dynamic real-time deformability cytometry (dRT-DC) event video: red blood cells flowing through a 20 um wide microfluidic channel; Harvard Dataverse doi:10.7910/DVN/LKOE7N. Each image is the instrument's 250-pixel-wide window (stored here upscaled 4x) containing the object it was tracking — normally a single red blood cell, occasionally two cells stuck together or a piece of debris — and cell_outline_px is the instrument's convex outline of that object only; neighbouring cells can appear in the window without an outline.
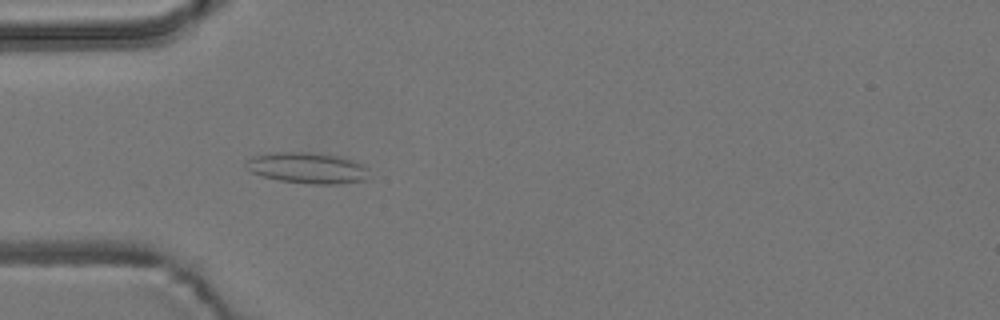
{"species": "common noctule bat (a hibernating species)", "species_latin": "Nyctalus noctula", "temperature_condition": "room temperature", "stored_images_in_passage": 5, "camera_frame_rate_fps": 3000, "um_per_image_px": 0.085, "animal": {"sex": "male", "body_mass_g": 19.2, "forearm_length_mm": 51.8}, "frame": {"image": 1, "passage_image": 5, "time_ms": 4.667, "image_size_px": [1000, 320], "cell_outline_px": [[368, 168], [364, 180], [340, 184], [308, 184], [280, 180], [264, 176], [252, 172], [244, 164], [252, 156], [276, 152], [308, 152], [340, 156], [364, 164]], "centroid_in_image_um": [26.14, 14.27], "position_along_channel_um": 58.9, "area_um2": 22.08}}